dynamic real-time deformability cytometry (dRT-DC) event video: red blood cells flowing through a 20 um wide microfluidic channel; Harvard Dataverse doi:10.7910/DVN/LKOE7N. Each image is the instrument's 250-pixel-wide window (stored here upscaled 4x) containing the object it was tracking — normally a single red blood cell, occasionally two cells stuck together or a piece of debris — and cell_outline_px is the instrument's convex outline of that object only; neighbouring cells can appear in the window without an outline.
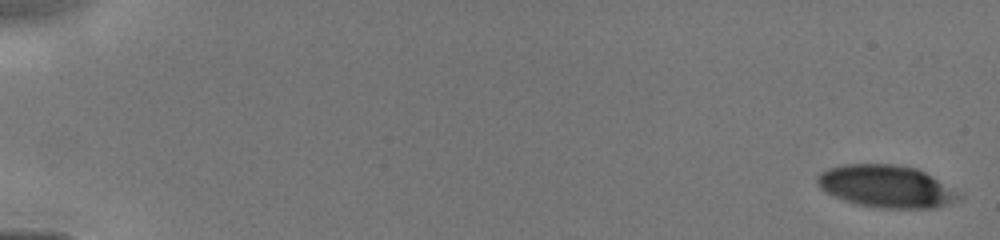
{"species": "human", "species_latin": "Homo sapiens", "temperature_condition": "cold", "stored_images_in_passage": 26, "camera_frame_rate_fps": 3000, "um_per_image_px": 0.085, "donor": {"sex": "male"}, "frame": {"image": 1, "passage_image": 1, "time_ms": 0.0, "image_size_px": [1000, 240], "cell_outline_px": [[960, 196], [936, 208], [880, 208], [860, 204], [844, 200], [832, 196], [820, 188], [816, 180], [816, 176], [820, 172], [828, 168], [844, 164], [896, 164], [916, 168], [924, 172]], "centroid_in_image_um": [75.19, 15.83], "position_along_channel_um": 9.8, "area_um2": 34.1}}
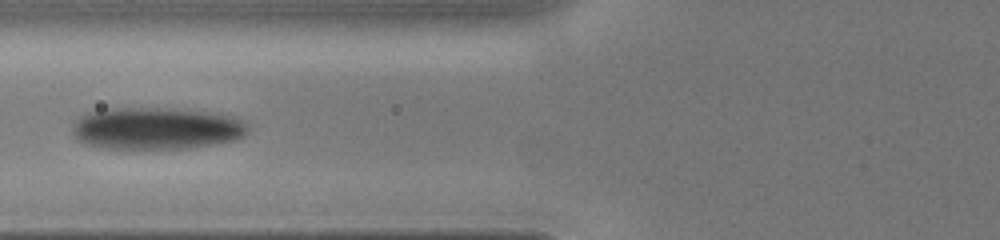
{"frame": {"image": 2, "passage_image": 19, "time_ms": 6.333, "image_size_px": [1000, 240], "cell_outline_px": [[248, 132], [240, 140], [192, 148], [104, 148], [84, 144], [76, 140], [72, 132], [72, 124], [80, 116], [88, 112], [108, 108], [172, 108], [212, 112], [236, 116], [248, 124]], "centroid_in_image_um": [13.32, 10.91], "position_along_channel_um": 112.5, "area_um2": 43.81}}
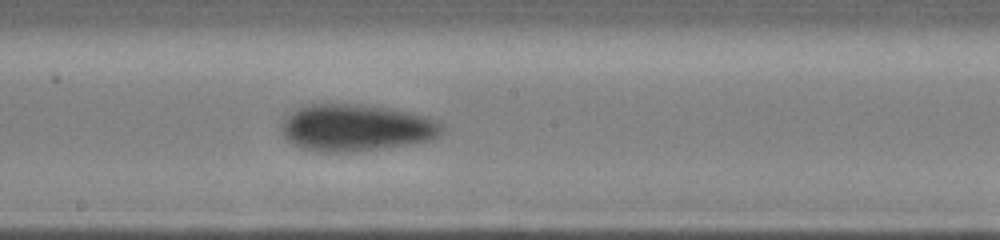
{"frame": {"image": 3, "passage_image": 26, "time_ms": 8.667, "image_size_px": [1000, 240], "cell_outline_px": [[444, 128], [436, 136], [428, 140], [416, 144], [356, 152], [320, 152], [300, 148], [292, 144], [284, 136], [280, 128], [284, 120], [292, 112], [300, 108], [312, 104], [360, 104], [408, 112], [428, 116], [436, 120]], "centroid_in_image_um": [30.26, 10.88], "position_along_channel_um": 217.9, "area_um2": 43.81}}